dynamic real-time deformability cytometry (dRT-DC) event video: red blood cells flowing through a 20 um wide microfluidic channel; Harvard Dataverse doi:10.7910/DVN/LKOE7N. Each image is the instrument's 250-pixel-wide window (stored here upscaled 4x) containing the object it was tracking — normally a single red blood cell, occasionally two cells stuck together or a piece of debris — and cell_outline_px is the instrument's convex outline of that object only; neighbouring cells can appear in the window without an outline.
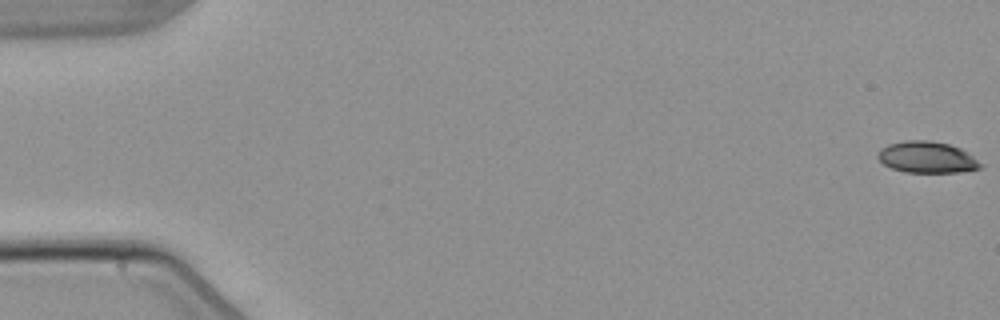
{"species": "common noctule bat (a hibernating species)", "species_latin": "Nyctalus noctula", "temperature_condition": "warm", "stored_images_in_passage": 5, "camera_frame_rate_fps": 3000, "um_per_image_px": 0.085, "animal": {"sex": "male", "body_mass_g": 21.5, "forearm_length_mm": 52.0}, "frame": {"image": 1, "passage_image": 1, "time_ms": 0.0, "image_size_px": [1000, 320], "cell_outline_px": [[984, 164], [980, 168], [960, 172], [904, 172], [892, 168], [884, 164], [876, 156], [880, 148], [888, 144], [904, 140], [928, 140], [948, 144], [960, 148]], "centroid_in_image_um": [78.77, 13.36], "position_along_channel_um": 6.2, "area_um2": 18.79}}